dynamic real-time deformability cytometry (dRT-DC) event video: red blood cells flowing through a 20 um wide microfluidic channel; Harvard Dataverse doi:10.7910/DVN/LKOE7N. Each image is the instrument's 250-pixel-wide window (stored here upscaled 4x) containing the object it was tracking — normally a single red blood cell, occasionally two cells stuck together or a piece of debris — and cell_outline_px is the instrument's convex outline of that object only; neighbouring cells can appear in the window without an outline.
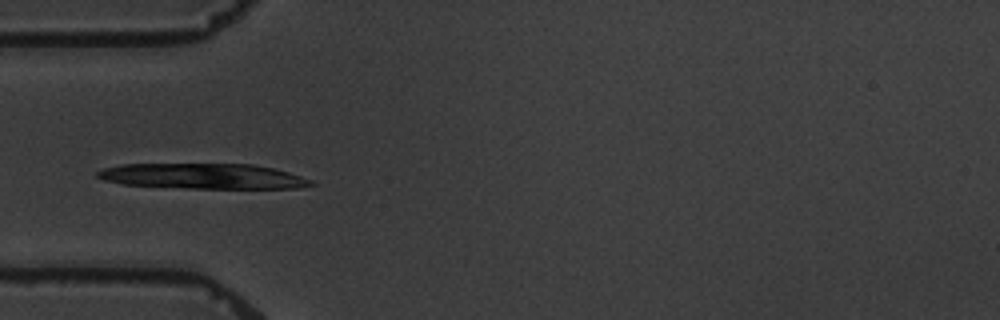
{"species": "common noctule bat (a hibernating species)", "species_latin": "Nyctalus noctula", "temperature_condition": "warm", "stored_images_in_passage": 6, "camera_frame_rate_fps": 3000, "um_per_image_px": 0.085, "animal": {"sex": "male", "body_mass_g": 19.5, "forearm_length_mm": 54.6}, "frame": {"image": 1, "passage_image": 3, "time_ms": 3.333, "image_size_px": [1000, 320], "cell_outline_px": [[316, 184], [300, 188], [188, 188], [124, 184], [104, 180], [96, 176], [96, 172], [104, 168], [120, 164], [252, 164], [272, 168], [288, 172], [312, 180]], "centroid_in_image_um": [17.27, 14.97], "position_along_channel_um": 67.7, "area_um2": 31.39}}